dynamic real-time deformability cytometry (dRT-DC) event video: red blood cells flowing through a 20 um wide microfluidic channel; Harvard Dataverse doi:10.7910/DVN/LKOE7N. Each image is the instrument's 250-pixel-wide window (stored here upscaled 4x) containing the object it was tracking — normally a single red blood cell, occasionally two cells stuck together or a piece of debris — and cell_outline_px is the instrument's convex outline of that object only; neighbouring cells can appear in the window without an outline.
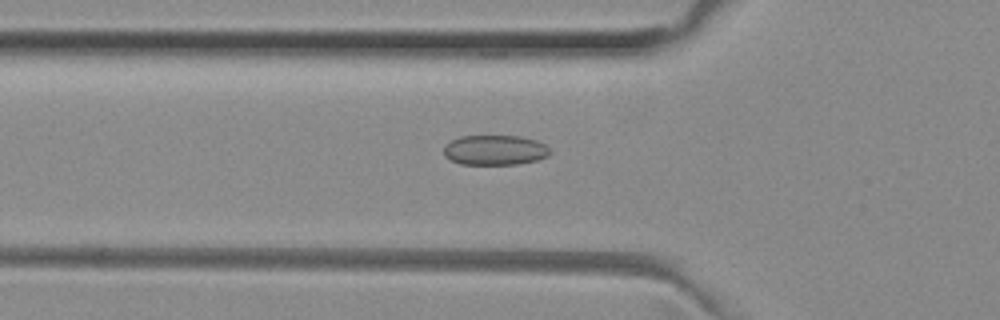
{"species": "common noctule bat (a hibernating species)", "species_latin": "Nyctalus noctula", "temperature_condition": "room temperature", "stored_images_in_passage": 46, "camera_frame_rate_fps": 3000, "um_per_image_px": 0.085, "animal": {"sex": "female", "body_mass_g": 29.2, "forearm_length_mm": 56.3}, "frame": {"image": 1, "passage_image": 16, "time_ms": 5.0, "image_size_px": [1000, 320], "cell_outline_px": [[548, 156], [536, 160], [516, 164], [460, 164], [444, 156], [444, 144], [460, 136], [520, 136], [536, 140], [544, 144], [548, 148]], "centroid_in_image_um": [42.03, 12.75], "position_along_channel_um": 83.8, "area_um2": 18.44}}
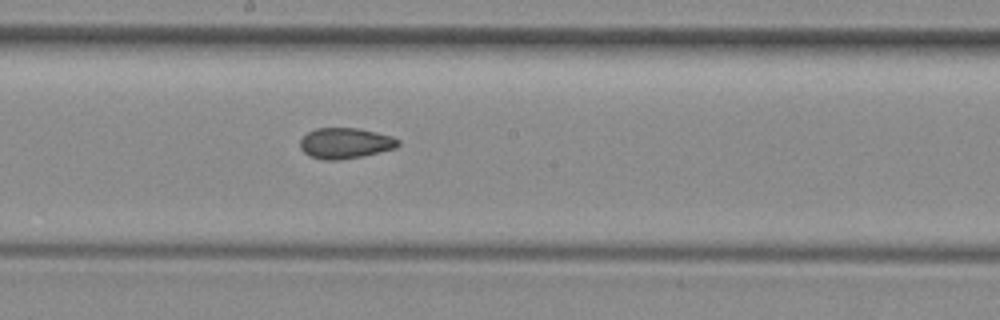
{"frame": {"image": 2, "passage_image": 26, "time_ms": 8.333, "image_size_px": [1000, 320], "cell_outline_px": [[400, 144], [396, 148], [364, 156], [340, 160], [324, 160], [308, 156], [300, 148], [300, 140], [308, 132], [316, 128], [356, 128], [376, 132], [392, 136], [400, 140]], "centroid_in_image_um": [29.35, 12.18], "position_along_channel_um": 218.8, "area_um2": 17.69}}
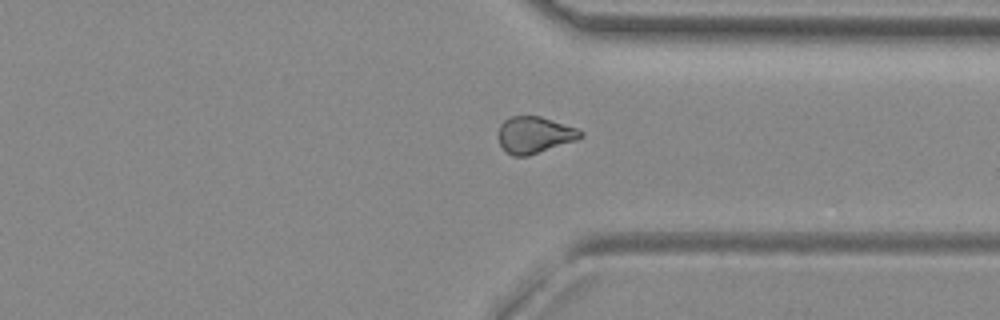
{"frame": {"image": 3, "passage_image": 37, "time_ms": 12.0, "image_size_px": [1000, 320], "cell_outline_px": [[584, 136], [576, 140], [528, 156], [512, 156], [500, 144], [496, 136], [496, 132], [500, 124], [508, 116], [540, 116], [576, 128], [584, 132]], "centroid_in_image_um": [45.39, 11.46], "position_along_channel_um": 366.0, "area_um2": 17.69}, "authors_computed_cell_mechanics": {"area_um2": 17.8602, "velocity_mm_per_s": 4.0329, "shape_relaxation_time_tau1_ms": null, "shape_relaxation_time_tau2_ms": 2.9296, "deformation_change_tau1": null, "deformation_change_tau2": 0.0784}}